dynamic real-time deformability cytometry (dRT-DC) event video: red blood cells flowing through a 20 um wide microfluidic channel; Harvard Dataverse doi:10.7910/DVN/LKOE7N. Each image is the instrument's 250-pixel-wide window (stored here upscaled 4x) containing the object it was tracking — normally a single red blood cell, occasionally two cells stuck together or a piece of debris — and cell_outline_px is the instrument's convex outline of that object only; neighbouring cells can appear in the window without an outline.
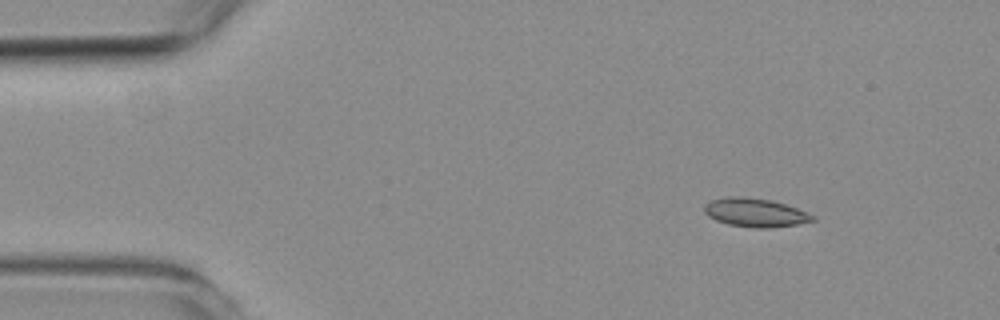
{"species": "common noctule bat (a hibernating species)", "species_latin": "Nyctalus noctula", "temperature_condition": "room temperature", "stored_images_in_passage": 5, "camera_frame_rate_fps": 3000, "um_per_image_px": 0.085, "animal": {"sex": "female", "body_mass_g": 19.3, "forearm_length_mm": 54.1}, "frame": {"image": 1, "passage_image": 1, "time_ms": 0.0, "image_size_px": [1000, 320], "cell_outline_px": [[816, 220], [796, 224], [768, 228], [756, 228], [728, 224], [716, 220], [708, 216], [704, 212], [704, 204], [712, 200], [728, 196], [740, 196], [772, 200], [808, 212], [816, 216]], "centroid_in_image_um": [64.19, 18.06], "position_along_channel_um": 20.8, "area_um2": 18.03}}